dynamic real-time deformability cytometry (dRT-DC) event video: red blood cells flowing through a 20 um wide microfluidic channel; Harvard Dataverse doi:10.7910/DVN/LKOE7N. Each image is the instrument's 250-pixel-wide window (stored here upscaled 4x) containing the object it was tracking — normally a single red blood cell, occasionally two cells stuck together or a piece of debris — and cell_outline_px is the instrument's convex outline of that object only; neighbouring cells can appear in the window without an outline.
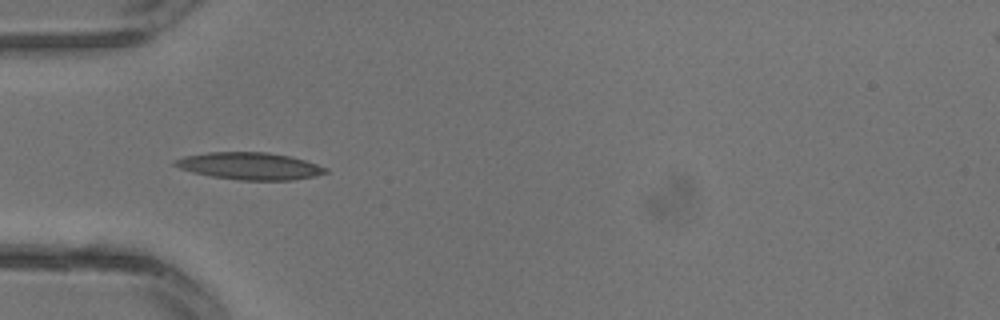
{"species": "common noctule bat (a hibernating species)", "species_latin": "Nyctalus noctula", "temperature_condition": "warm", "stored_images_in_passage": 4, "camera_frame_rate_fps": 3000, "um_per_image_px": 0.085, "animal": {"sex": "male", "body_mass_g": 13.3}, "frame": {"image": 1, "passage_image": 4, "time_ms": 1.0, "image_size_px": [1000, 320], "cell_outline_px": [[328, 172], [316, 176], [292, 180], [240, 180], [212, 176], [192, 172], [180, 168], [172, 164], [172, 160], [184, 156], [208, 152], [268, 152], [288, 156], [304, 160], [328, 168]], "centroid_in_image_um": [21.21, 14.11], "position_along_channel_um": 63.8, "area_um2": 23.81}}